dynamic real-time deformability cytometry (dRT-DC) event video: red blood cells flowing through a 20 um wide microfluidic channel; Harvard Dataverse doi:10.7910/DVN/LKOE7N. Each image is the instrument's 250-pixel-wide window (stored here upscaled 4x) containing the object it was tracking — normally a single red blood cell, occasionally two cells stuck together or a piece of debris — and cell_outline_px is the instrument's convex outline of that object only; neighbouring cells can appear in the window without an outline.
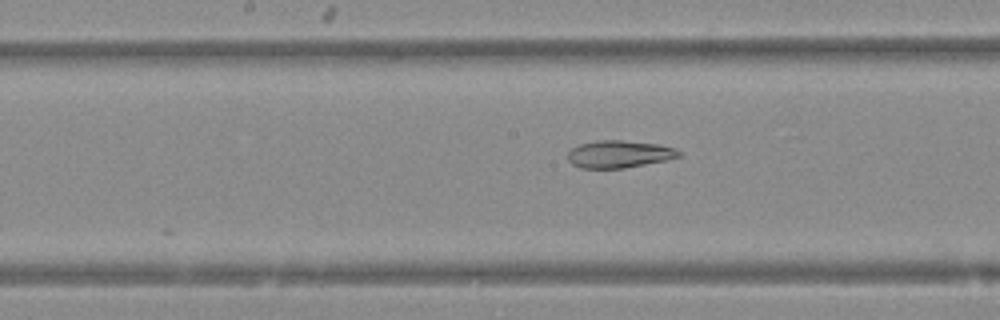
{"species": "Egyptian fruit bat (a non-hibernating species)", "species_latin": "Rousettus aegyptiacus", "temperature_condition": "warm", "stored_images_in_passage": 50, "camera_frame_rate_fps": 3000, "um_per_image_px": 0.085, "animal": {"sex": "female"}, "frame": {"image": 1, "passage_image": 26, "time_ms": 8.333, "image_size_px": [1000, 320], "cell_outline_px": [[680, 156], [668, 160], [624, 168], [580, 168], [572, 164], [568, 160], [568, 152], [572, 148], [580, 144], [596, 140], [620, 140], [660, 144], [676, 148], [680, 152]], "centroid_in_image_um": [52.64, 13.1], "position_along_channel_um": 195.6, "area_um2": 17.8}}
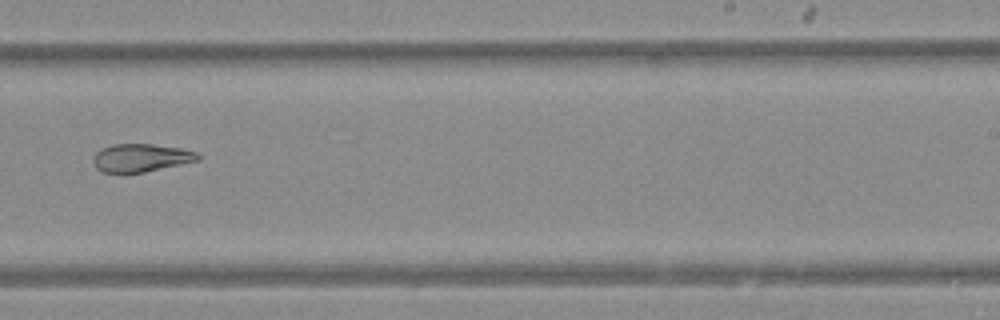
{"frame": {"image": 2, "passage_image": 32, "time_ms": 10.333, "image_size_px": [1000, 320], "cell_outline_px": [[200, 160], [144, 172], [100, 172], [96, 168], [92, 160], [96, 152], [100, 148], [112, 144], [152, 144], [184, 148], [196, 152], [200, 156]], "centroid_in_image_um": [11.97, 13.4], "position_along_channel_um": 277.0, "area_um2": 17.17}}
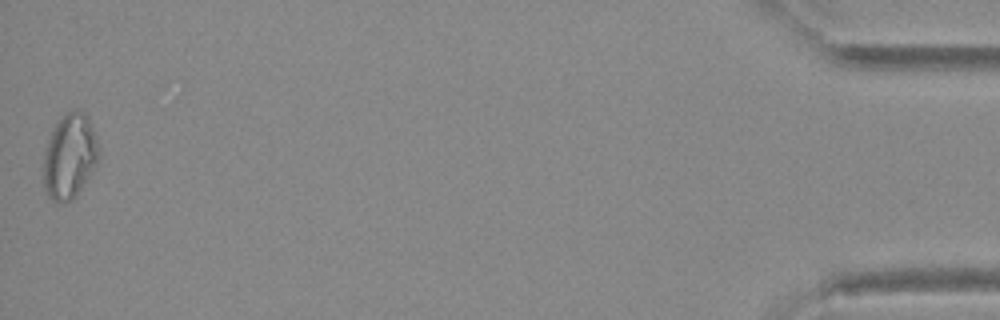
{"frame": {"image": 3, "passage_image": 50, "time_ms": 16.333, "image_size_px": [1000, 320], "cell_outline_px": [[96, 160], [88, 176], [76, 192], [68, 200], [60, 204], [52, 200], [48, 196], [44, 188], [44, 152], [48, 140], [56, 120], [68, 112], [76, 108], [84, 112], [88, 116], [96, 136]], "centroid_in_image_um": [5.86, 13.22], "position_along_channel_um": 429.3, "area_um2": 26.53}}